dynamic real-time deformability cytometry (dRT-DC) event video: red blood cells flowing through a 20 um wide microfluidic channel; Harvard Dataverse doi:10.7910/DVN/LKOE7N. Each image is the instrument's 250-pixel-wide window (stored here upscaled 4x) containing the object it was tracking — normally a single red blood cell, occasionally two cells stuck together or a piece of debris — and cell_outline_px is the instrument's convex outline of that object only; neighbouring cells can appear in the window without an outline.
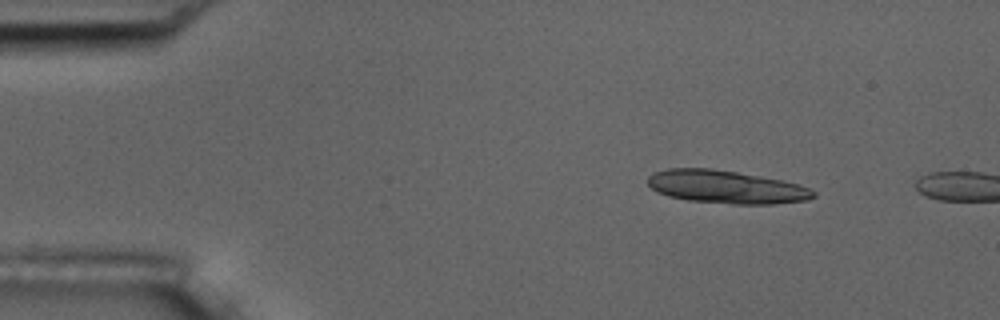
{"species": "common noctule bat (a hibernating species)", "species_latin": "Nyctalus noctula", "temperature_condition": "room temperature", "stored_images_in_passage": 3, "camera_frame_rate_fps": 3000, "um_per_image_px": 0.085, "animal": {"sex": "male", "body_mass_g": 17.5, "forearm_length_mm": 52.3}, "frame": {"image": 1, "passage_image": 2, "time_ms": 1.0, "image_size_px": [1000, 320], "cell_outline_px": [[816, 196], [808, 200], [772, 204], [732, 204], [688, 200], [668, 196], [656, 192], [648, 184], [648, 176], [652, 172], [668, 168], [712, 168], [760, 176], [780, 180], [796, 184], [808, 188], [816, 192]], "centroid_in_image_um": [61.68, 15.89], "position_along_channel_um": 23.3, "area_um2": 31.85}}